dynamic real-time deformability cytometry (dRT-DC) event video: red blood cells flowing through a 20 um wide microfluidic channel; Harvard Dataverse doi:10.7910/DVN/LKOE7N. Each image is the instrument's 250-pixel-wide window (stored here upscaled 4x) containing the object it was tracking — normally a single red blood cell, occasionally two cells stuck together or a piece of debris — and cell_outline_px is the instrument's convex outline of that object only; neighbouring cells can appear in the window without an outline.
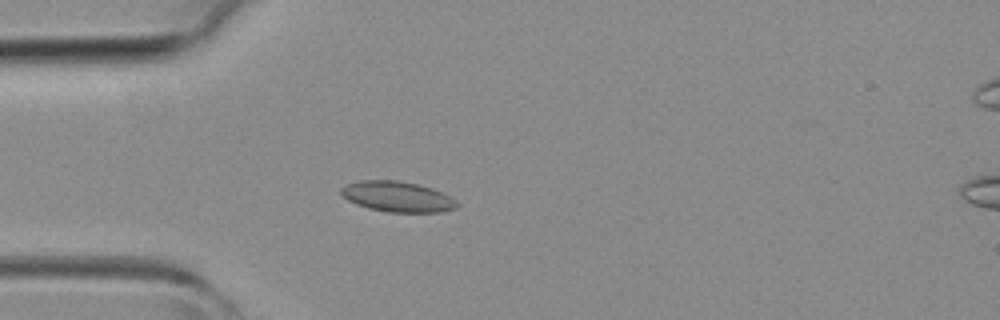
{"species": "common noctule bat (a hibernating species)", "species_latin": "Nyctalus noctula", "temperature_condition": "room temperature", "stored_images_in_passage": 31, "camera_frame_rate_fps": 3000, "um_per_image_px": 0.085, "animal": {"sex": "female", "body_mass_g": 19.3, "forearm_length_mm": 54.1}, "frame": {"image": 1, "passage_image": 4, "time_ms": 1.0, "image_size_px": [1000, 320], "cell_outline_px": [[460, 204], [456, 208], [440, 212], [388, 212], [368, 208], [356, 204], [348, 200], [340, 192], [340, 188], [348, 184], [360, 180], [396, 180], [416, 184], [432, 188], [452, 196]], "centroid_in_image_um": [33.81, 16.72], "position_along_channel_um": 51.2, "area_um2": 20.63}}
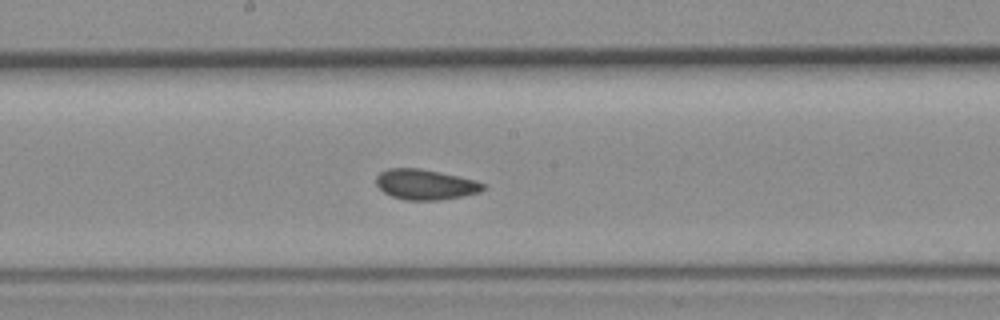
{"frame": {"image": 2, "passage_image": 15, "time_ms": 4.667, "image_size_px": [1000, 320], "cell_outline_px": [[484, 188], [480, 192], [440, 200], [404, 200], [392, 196], [384, 192], [376, 184], [376, 176], [380, 172], [388, 168], [420, 168], [440, 172], [476, 180], [484, 184]], "centroid_in_image_um": [36.13, 15.67], "position_along_channel_um": 212.1, "area_um2": 18.84}}
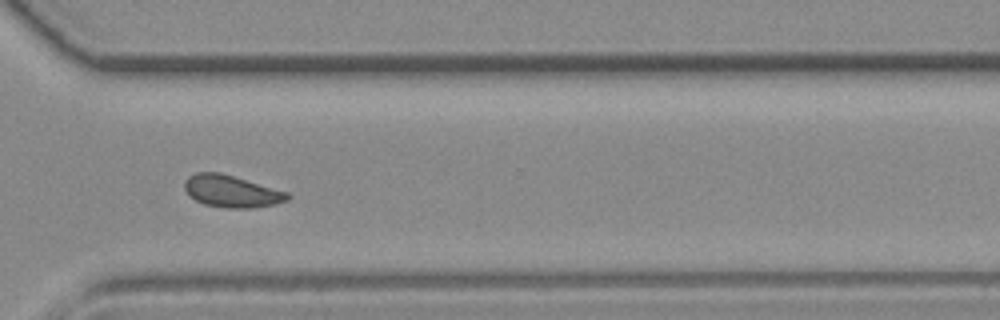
{"frame": {"image": 3, "passage_image": 24, "time_ms": 7.667, "image_size_px": [1000, 320], "cell_outline_px": [[292, 196], [288, 200], [276, 204], [252, 208], [224, 208], [204, 204], [196, 200], [184, 188], [184, 180], [188, 176], [196, 172], [220, 172], [288, 192]], "centroid_in_image_um": [19.7, 16.26], "position_along_channel_um": 350.9, "area_um2": 19.25}}